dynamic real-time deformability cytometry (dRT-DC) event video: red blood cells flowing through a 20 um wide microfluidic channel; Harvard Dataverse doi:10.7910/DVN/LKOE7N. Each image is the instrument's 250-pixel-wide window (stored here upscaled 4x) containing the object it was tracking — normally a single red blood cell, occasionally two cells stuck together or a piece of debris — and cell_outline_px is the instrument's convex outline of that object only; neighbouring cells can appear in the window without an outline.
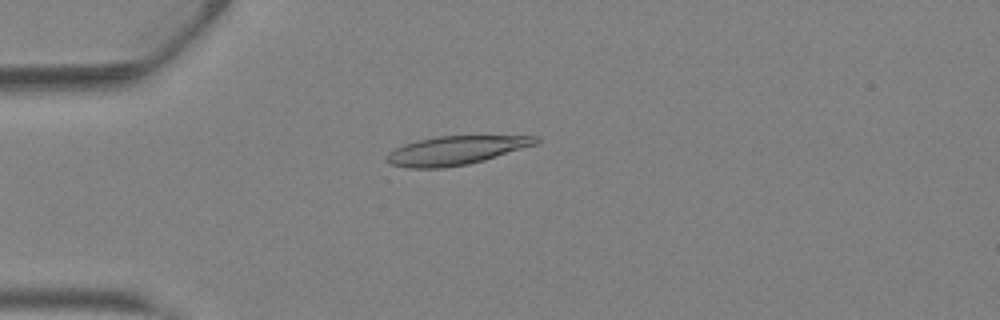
{"species": "Egyptian fruit bat (a non-hibernating species)", "species_latin": "Rousettus aegyptiacus", "temperature_condition": "warm", "stored_images_in_passage": 34, "camera_frame_rate_fps": 3000, "um_per_image_px": 0.085, "animal": {"sex": "female"}, "frame": {"image": 1, "passage_image": 4, "time_ms": 1.0, "image_size_px": [1000, 320], "cell_outline_px": [[540, 140], [536, 144], [484, 160], [468, 164], [444, 168], [408, 168], [392, 164], [384, 156], [388, 152], [404, 144], [436, 136], [540, 136]], "centroid_in_image_um": [38.73, 12.78], "position_along_channel_um": 46.3, "area_um2": 24.74}}
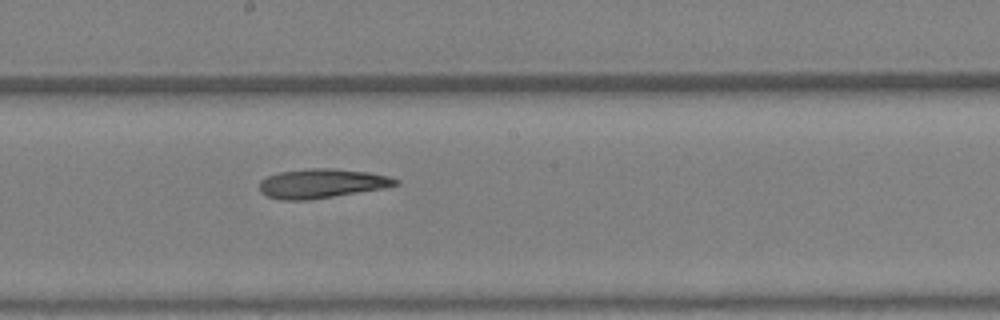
{"frame": {"image": 2, "passage_image": 16, "time_ms": 5.0, "image_size_px": [1000, 320], "cell_outline_px": [[400, 184], [384, 188], [308, 200], [280, 200], [268, 196], [260, 192], [260, 180], [268, 176], [280, 172], [304, 168], [332, 168], [368, 172], [388, 176], [400, 180]], "centroid_in_image_um": [27.35, 15.59], "position_along_channel_um": 220.9, "area_um2": 23.24}}
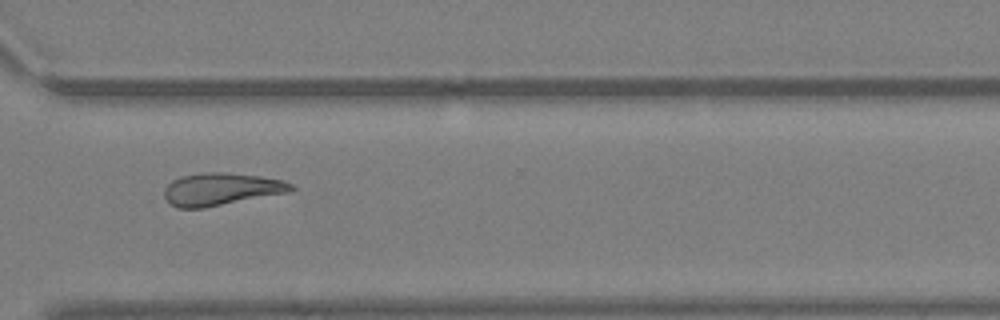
{"frame": {"image": 3, "passage_image": 24, "time_ms": 7.667, "image_size_px": [1000, 320], "cell_outline_px": [[296, 188], [292, 192], [204, 208], [176, 208], [164, 196], [164, 188], [172, 180], [180, 176], [204, 172], [224, 172], [260, 176], [284, 180], [292, 184]], "centroid_in_image_um": [18.83, 16.08], "position_along_channel_um": 351.8, "area_um2": 24.28}, "authors_computed_cell_mechanics": {"area_um2": 23.8425, "velocity_mm_per_s": 4.9063, "shape_relaxation_time_tau1_ms": null, "shape_relaxation_time_tau2_ms": 9.0304, "deformation_change_tau1": null, "deformation_change_tau2": 0.2561}}